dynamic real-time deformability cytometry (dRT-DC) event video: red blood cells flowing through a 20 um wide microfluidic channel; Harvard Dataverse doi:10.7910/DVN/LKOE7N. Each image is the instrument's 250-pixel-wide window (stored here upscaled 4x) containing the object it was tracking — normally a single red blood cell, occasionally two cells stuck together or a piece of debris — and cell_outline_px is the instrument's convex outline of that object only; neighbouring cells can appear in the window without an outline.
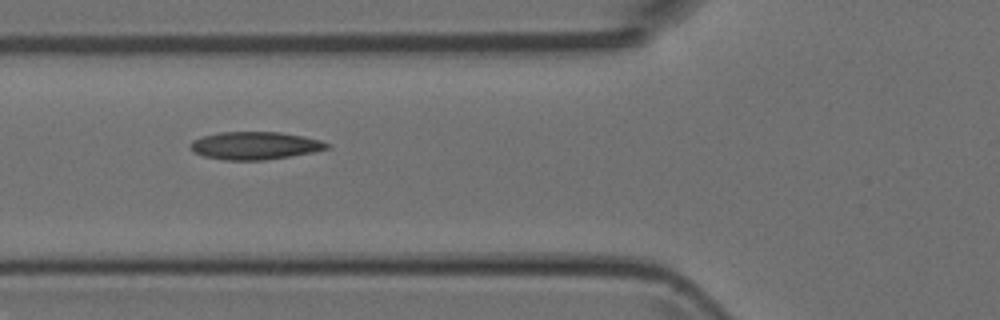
{"species": "Egyptian fruit bat (a non-hibernating species)", "species_latin": "Rousettus aegyptiacus", "temperature_condition": "room temperature", "stored_images_in_passage": 8, "camera_frame_rate_fps": 3000, "um_per_image_px": 0.085, "animal": {"sex": "female"}, "frame": {"image": 1, "passage_image": 4, "time_ms": 4.333, "image_size_px": [1000, 320], "cell_outline_px": [[332, 148], [312, 152], [264, 160], [224, 160], [204, 156], [192, 152], [188, 144], [192, 140], [204, 136], [220, 132], [280, 132], [304, 136], [320, 140], [332, 144]], "centroid_in_image_um": [21.67, 12.37], "position_along_channel_um": 104.1, "area_um2": 22.2}}
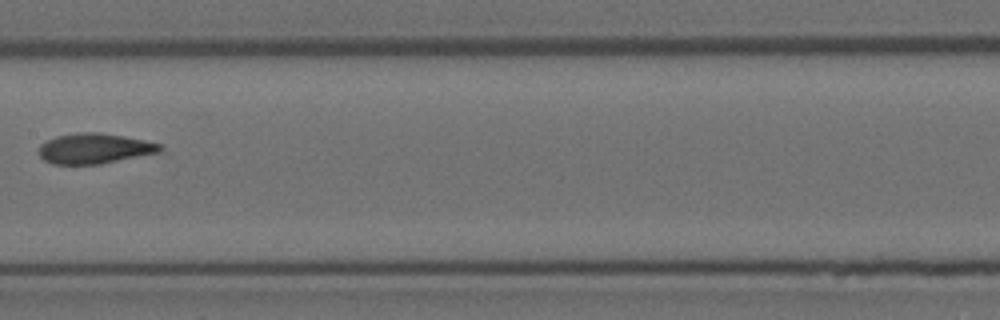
{"frame": {"image": 2, "passage_image": 6, "time_ms": 6.667, "image_size_px": [1000, 320], "cell_outline_px": [[164, 148], [160, 152], [100, 164], [52, 164], [44, 160], [40, 156], [40, 144], [56, 136], [80, 132], [100, 132], [124, 136], [164, 144]], "centroid_in_image_um": [8.07, 12.62], "position_along_channel_um": 199.3, "area_um2": 21.44}}
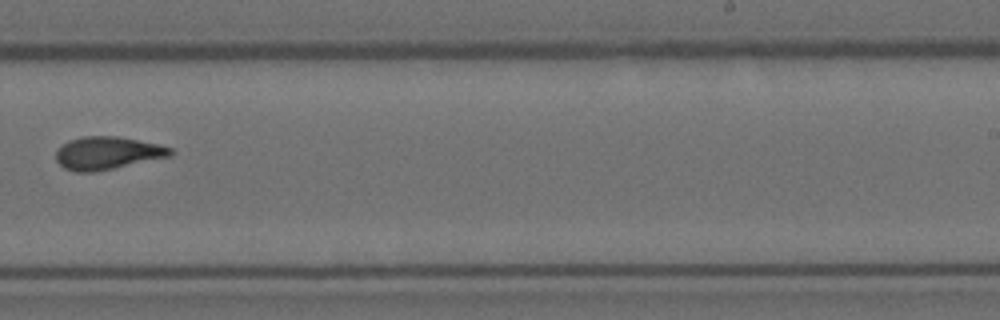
{"frame": {"image": 3, "passage_image": 8, "time_ms": 8.667, "image_size_px": [1000, 320], "cell_outline_px": [[172, 156], [92, 172], [76, 172], [64, 168], [56, 160], [56, 152], [68, 140], [84, 136], [116, 136], [156, 144], [172, 148]], "centroid_in_image_um": [9.11, 13.01], "position_along_channel_um": 279.9, "area_um2": 21.5}}